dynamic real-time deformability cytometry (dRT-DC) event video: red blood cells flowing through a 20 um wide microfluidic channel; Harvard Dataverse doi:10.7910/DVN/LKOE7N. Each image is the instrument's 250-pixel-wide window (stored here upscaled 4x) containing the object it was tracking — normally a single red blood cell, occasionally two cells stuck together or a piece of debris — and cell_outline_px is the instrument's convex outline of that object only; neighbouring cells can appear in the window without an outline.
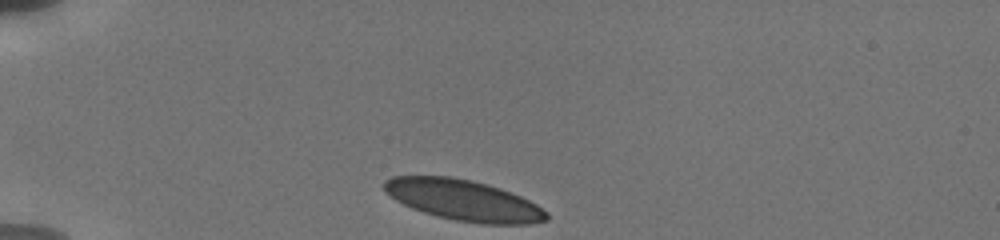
{"species": "human", "species_latin": "Homo sapiens", "temperature_condition": "cold", "stored_images_in_passage": 5, "camera_frame_rate_fps": 3000, "um_per_image_px": 0.085, "donor": {"sex": "male"}, "frame": {"image": 1, "passage_image": 1, "time_ms": 0.0, "image_size_px": [1000, 240], "cell_outline_px": [[548, 220], [528, 224], [484, 224], [456, 220], [436, 216], [412, 208], [396, 200], [384, 192], [384, 180], [392, 176], [452, 176], [472, 180], [488, 184], [500, 188], [520, 196], [536, 204], [548, 212]], "centroid_in_image_um": [39.4, 17.01], "position_along_channel_um": 45.6, "area_um2": 38.67}}
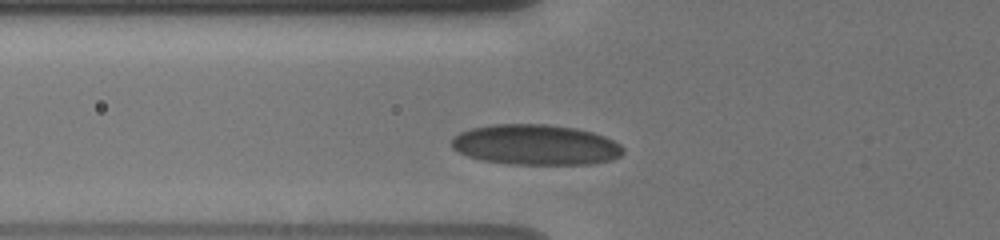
{"frame": {"image": 2, "passage_image": 3, "time_ms": 2.0, "image_size_px": [1000, 240], "cell_outline_px": [[624, 152], [620, 156], [612, 160], [592, 164], [512, 164], [480, 160], [468, 156], [452, 148], [452, 136], [460, 132], [472, 128], [492, 124], [544, 124], [576, 128], [592, 132], [604, 136], [620, 144], [624, 148]], "centroid_in_image_um": [45.54, 12.31], "position_along_channel_um": 80.3, "area_um2": 40.52}}
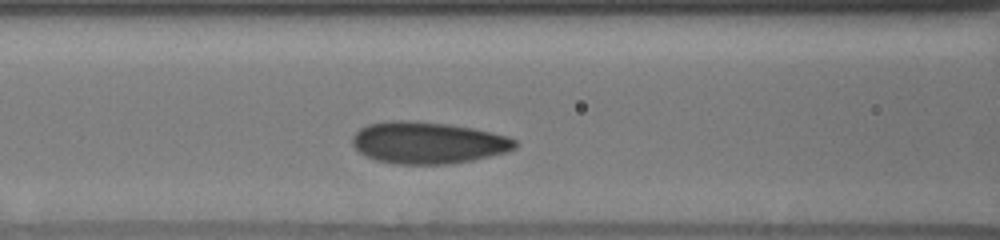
{"frame": {"image": 3, "passage_image": 5, "time_ms": 3.333, "image_size_px": [1000, 240], "cell_outline_px": [[516, 148], [508, 152], [472, 160], [444, 164], [392, 164], [376, 160], [360, 152], [352, 144], [352, 136], [360, 128], [368, 124], [396, 120], [408, 120], [448, 124], [472, 128], [508, 136], [516, 140]], "centroid_in_image_um": [36.37, 12.13], "position_along_channel_um": 130.2, "area_um2": 39.54}}